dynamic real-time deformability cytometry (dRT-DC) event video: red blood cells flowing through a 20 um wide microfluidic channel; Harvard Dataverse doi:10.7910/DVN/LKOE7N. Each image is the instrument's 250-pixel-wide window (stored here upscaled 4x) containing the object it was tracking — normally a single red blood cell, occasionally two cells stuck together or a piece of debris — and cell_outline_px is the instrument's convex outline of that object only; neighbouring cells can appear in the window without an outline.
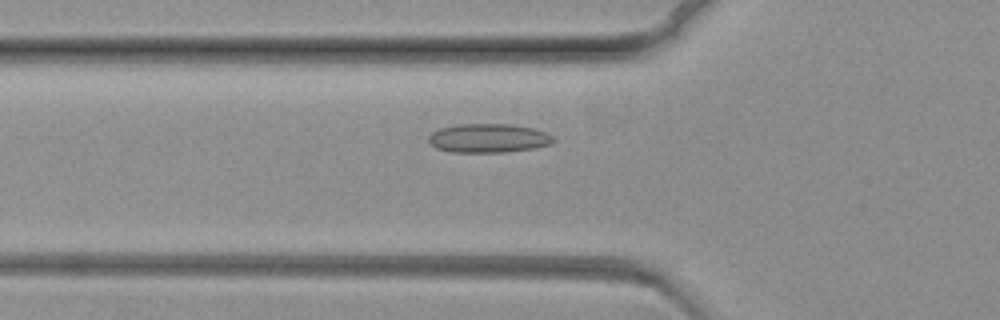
{"species": "common noctule bat (a hibernating species)", "species_latin": "Nyctalus noctula", "temperature_condition": "warm", "stored_images_in_passage": 57, "camera_frame_rate_fps": 3000, "um_per_image_px": 0.085, "animal": {"sex": "female", "body_mass_g": 19.3, "forearm_length_mm": 54.1}, "frame": {"image": 1, "passage_image": 19, "time_ms": 6.0, "image_size_px": [1000, 320], "cell_outline_px": [[556, 140], [548, 144], [532, 148], [504, 152], [452, 152], [436, 148], [428, 140], [428, 136], [432, 132], [440, 128], [456, 124], [512, 124], [532, 128], [544, 132], [552, 136]], "centroid_in_image_um": [41.48, 11.74], "position_along_channel_um": 84.3, "area_um2": 20.87}}
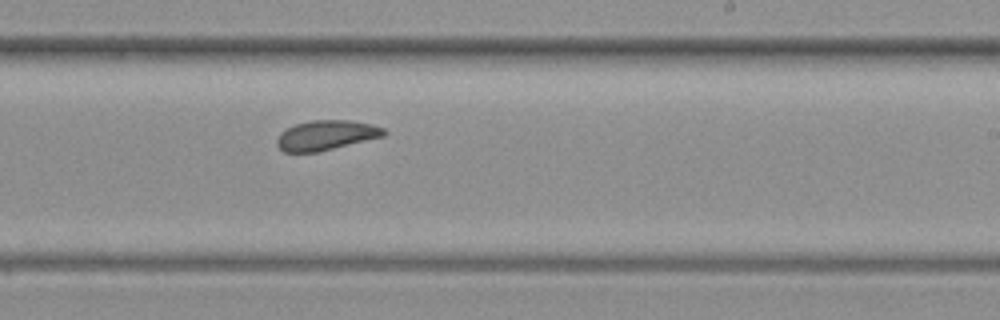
{"frame": {"image": 2, "passage_image": 38, "time_ms": 12.333, "image_size_px": [1000, 320], "cell_outline_px": [[388, 132], [384, 136], [316, 152], [284, 152], [276, 144], [276, 140], [280, 132], [296, 124], [312, 120], [352, 120], [372, 124], [384, 128]], "centroid_in_image_um": [27.73, 11.48], "position_along_channel_um": 261.3, "area_um2": 18.5}}
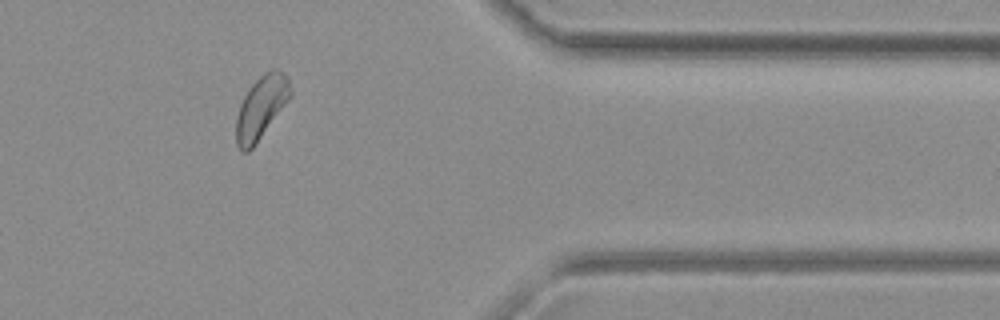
{"frame": {"image": 3, "passage_image": 54, "time_ms": 17.667, "image_size_px": [1000, 320], "cell_outline_px": [[292, 96], [256, 144], [248, 152], [240, 152], [236, 144], [236, 116], [240, 104], [244, 96], [252, 84], [264, 72], [272, 68], [288, 76], [292, 88]], "centroid_in_image_um": [22.2, 9.15], "position_along_channel_um": 389.2, "area_um2": 20.06}}